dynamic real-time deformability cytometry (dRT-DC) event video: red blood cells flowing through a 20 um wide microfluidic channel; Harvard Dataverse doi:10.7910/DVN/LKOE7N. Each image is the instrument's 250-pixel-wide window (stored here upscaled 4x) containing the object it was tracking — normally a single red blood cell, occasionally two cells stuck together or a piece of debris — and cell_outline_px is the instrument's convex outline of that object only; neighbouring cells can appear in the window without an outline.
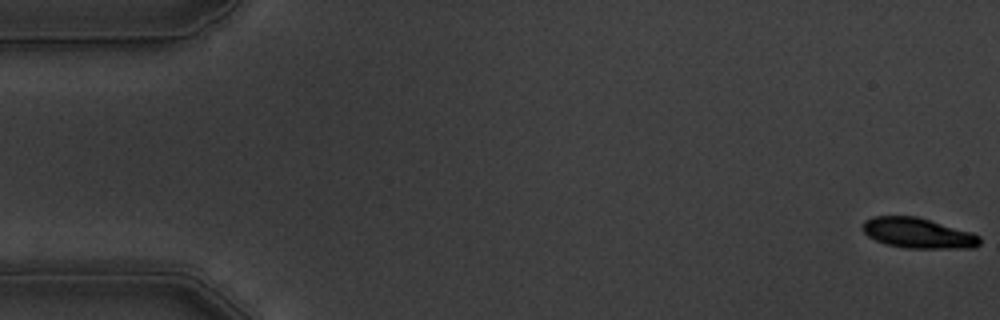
{"species": "common noctule bat (a hibernating species)", "species_latin": "Nyctalus noctula", "temperature_condition": "warm", "stored_images_in_passage": 56, "camera_frame_rate_fps": 3000, "um_per_image_px": 0.085, "animal": {"sex": "male", "body_mass_g": 19.5, "forearm_length_mm": 54.6}, "frame": {"image": 1, "passage_image": 1, "time_ms": 0.0, "image_size_px": [1000, 320], "cell_outline_px": [[980, 244], [972, 248], [908, 248], [884, 244], [868, 236], [860, 228], [864, 220], [872, 216], [916, 216], [972, 232], [980, 236]], "centroid_in_image_um": [78.0, 19.81], "position_along_channel_um": 7.0, "area_um2": 20.81}}
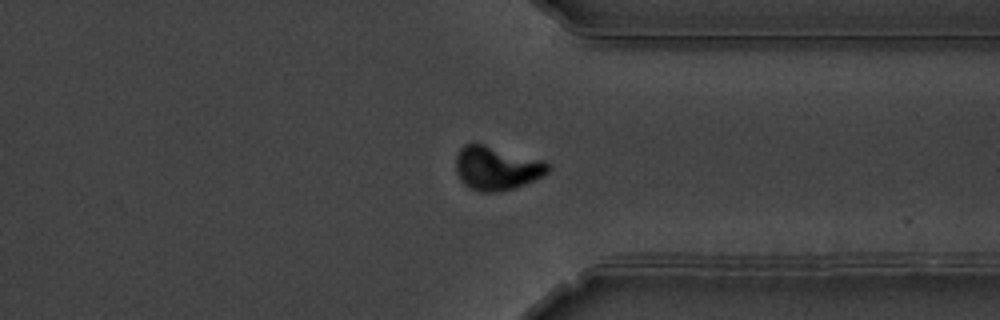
{"frame": {"image": 2, "passage_image": 43, "time_ms": 14.0, "image_size_px": [1000, 320], "cell_outline_px": [[552, 168], [544, 176], [524, 184], [500, 192], [480, 192], [464, 184], [460, 180], [456, 172], [456, 156], [460, 148], [464, 144], [472, 140], [544, 160]], "centroid_in_image_um": [42.2, 14.25], "position_along_channel_um": 369.2, "area_um2": 24.04}}
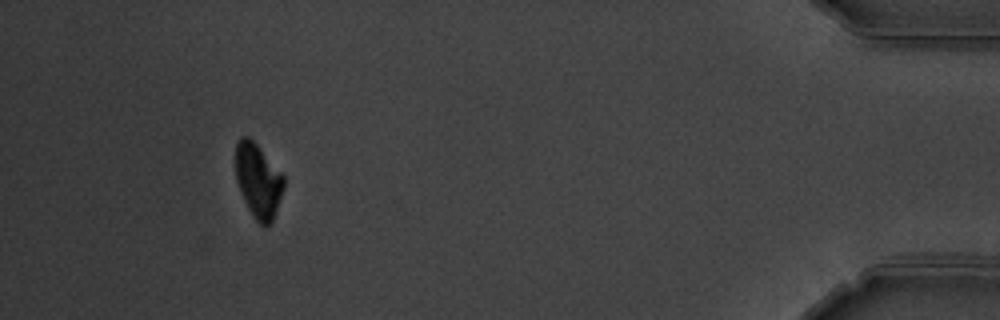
{"frame": {"image": 3, "passage_image": 52, "time_ms": 17.0, "image_size_px": [1000, 320], "cell_outline_px": [[284, 188], [272, 220], [264, 228], [256, 220], [248, 208], [240, 192], [236, 180], [236, 144], [240, 136], [248, 136], [256, 144], [284, 176]], "centroid_in_image_um": [21.93, 15.35], "position_along_channel_um": 413.3, "area_um2": 20.52}, "authors_computed_cell_mechanics": {"area_um2": 23.1489, "velocity_mm_per_s": 3.5958, "shape_relaxation_time_tau1_ms": 2.8944, "shape_relaxation_time_tau2_ms": null, "deformation_change_tau1": 0.1715, "deformation_change_tau2": null}}